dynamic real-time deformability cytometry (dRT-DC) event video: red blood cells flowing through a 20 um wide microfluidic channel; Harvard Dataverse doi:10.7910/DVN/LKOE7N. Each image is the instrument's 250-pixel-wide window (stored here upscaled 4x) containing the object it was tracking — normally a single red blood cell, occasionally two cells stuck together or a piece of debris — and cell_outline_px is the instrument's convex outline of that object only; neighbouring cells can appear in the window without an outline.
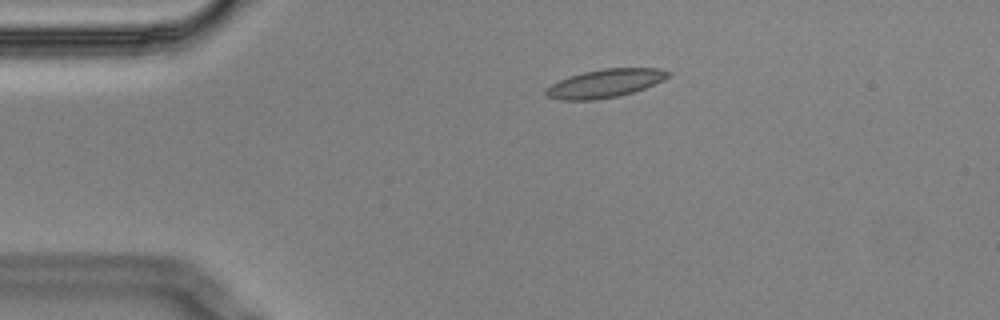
{"species": "Egyptian fruit bat (a non-hibernating species)", "species_latin": "Rousettus aegyptiacus", "temperature_condition": "cold", "stored_images_in_passage": 5, "camera_frame_rate_fps": 3000, "um_per_image_px": 0.085, "animal": {"sex": "male"}, "frame": {"image": 1, "passage_image": 2, "time_ms": 0.333, "image_size_px": [1000, 320], "cell_outline_px": [[672, 72], [664, 80], [644, 88], [632, 92], [616, 96], [592, 100], [560, 100], [548, 96], [544, 92], [552, 84], [568, 76], [584, 72], [604, 68], [660, 68]], "centroid_in_image_um": [51.45, 7.07], "position_along_channel_um": 33.6, "area_um2": 19.94}}